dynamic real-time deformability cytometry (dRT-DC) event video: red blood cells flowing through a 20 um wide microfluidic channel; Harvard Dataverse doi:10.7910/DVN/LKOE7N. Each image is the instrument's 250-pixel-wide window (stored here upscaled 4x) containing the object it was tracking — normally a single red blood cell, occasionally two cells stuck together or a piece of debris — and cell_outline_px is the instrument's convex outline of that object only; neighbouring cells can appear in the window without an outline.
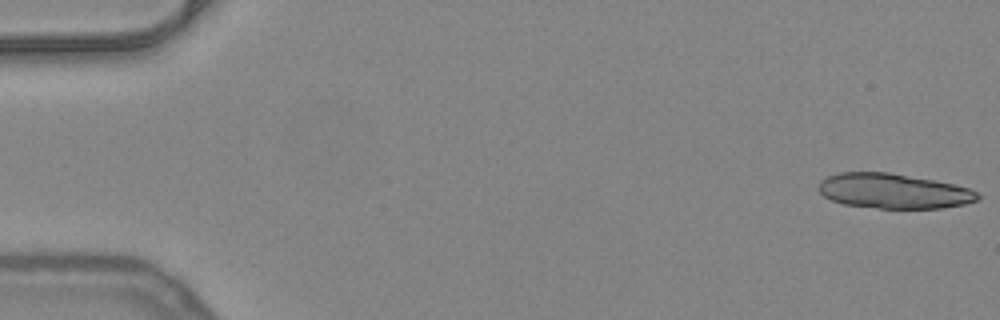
{"species": "common noctule bat (a hibernating species)", "species_latin": "Nyctalus noctula", "temperature_condition": "warm", "stored_images_in_passage": 51, "camera_frame_rate_fps": 3000, "um_per_image_px": 0.085, "animal": {"sex": "female", "body_mass_g": 24.6, "forearm_length_mm": 56.2}, "frame": {"image": 1, "passage_image": 1, "time_ms": 0.0, "image_size_px": [1000, 320], "cell_outline_px": [[980, 200], [964, 204], [940, 208], [880, 208], [844, 204], [832, 200], [824, 196], [820, 192], [820, 180], [828, 176], [840, 172], [888, 172], [936, 180], [968, 188], [976, 192], [980, 196]], "centroid_in_image_um": [75.96, 16.23], "position_along_channel_um": 9.0, "area_um2": 32.19}}
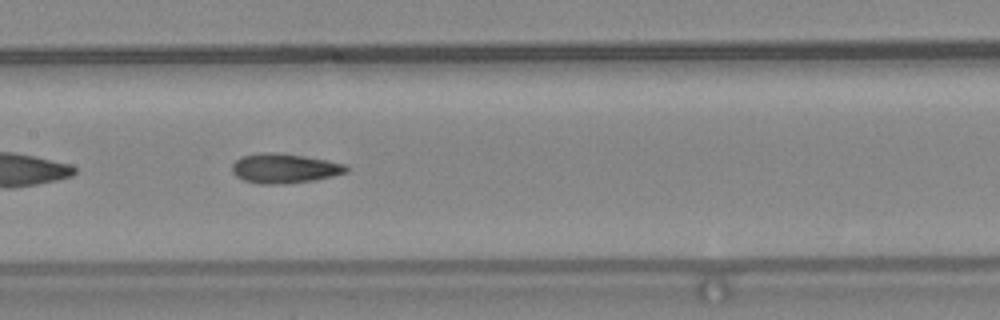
{"frame": {"image": 2, "passage_image": 26, "time_ms": 8.333, "image_size_px": [1000, 320], "cell_outline_px": [[348, 172], [332, 176], [312, 180], [280, 184], [260, 184], [244, 180], [236, 176], [232, 172], [232, 164], [236, 160], [244, 156], [260, 152], [272, 152], [300, 156], [348, 164]], "centroid_in_image_um": [24.16, 14.31], "position_along_channel_um": 183.2, "area_um2": 19.42}}
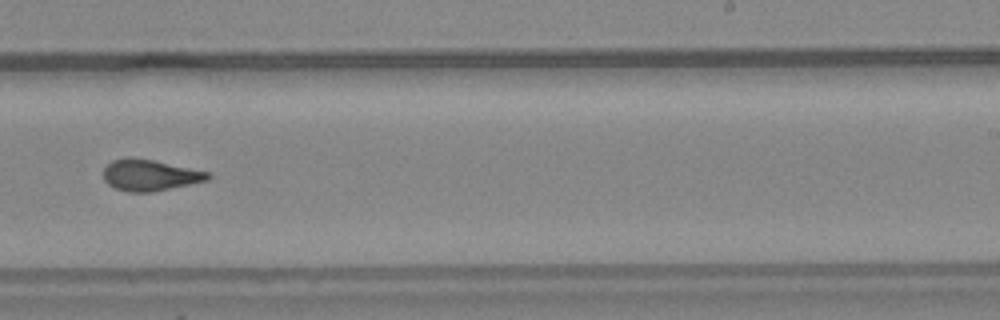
{"frame": {"image": 3, "passage_image": 33, "time_ms": 10.667, "image_size_px": [1000, 320], "cell_outline_px": [[212, 176], [208, 180], [152, 192], [128, 192], [116, 188], [108, 184], [104, 180], [104, 168], [112, 160], [128, 156], [132, 156], [212, 172]], "centroid_in_image_um": [12.75, 14.87], "position_along_channel_um": 276.2, "area_um2": 19.13}, "authors_computed_cell_mechanics": {"area_um2": 19.4208, "velocity_mm_per_s": 4.01, "shape_relaxation_time_tau1_ms": null, "shape_relaxation_time_tau2_ms": 1.8273, "deformation_change_tau1": null, "deformation_change_tau2": 0.1038}}